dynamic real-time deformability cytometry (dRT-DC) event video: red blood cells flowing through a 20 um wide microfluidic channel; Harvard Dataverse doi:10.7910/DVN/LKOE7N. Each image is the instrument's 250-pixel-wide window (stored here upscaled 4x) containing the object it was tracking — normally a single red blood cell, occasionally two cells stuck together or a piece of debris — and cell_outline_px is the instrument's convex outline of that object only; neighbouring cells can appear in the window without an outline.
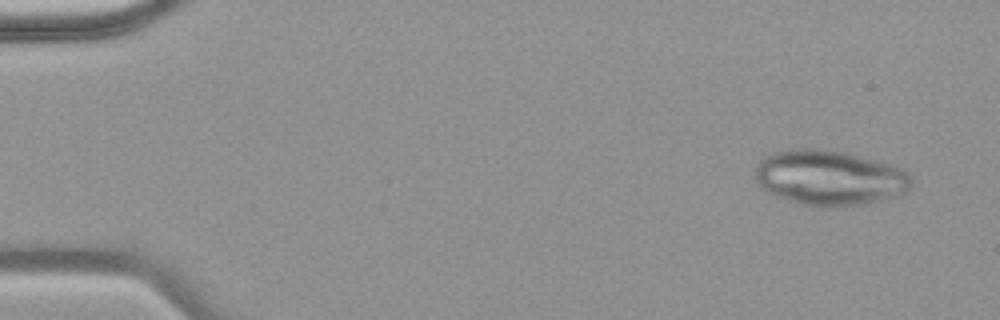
{"species": "common noctule bat (a hibernating species)", "species_latin": "Nyctalus noctula", "temperature_condition": "warm", "stored_images_in_passage": 7, "camera_frame_rate_fps": 3000, "um_per_image_px": 0.085, "animal": {"sex": "female", "body_mass_g": 18.4}, "frame": {"image": 1, "passage_image": 2, "time_ms": 0.333, "image_size_px": [1000, 320], "cell_outline_px": [[912, 184], [904, 192], [868, 204], [820, 208], [816, 208], [788, 200], [776, 196], [760, 188], [756, 180], [756, 164], [764, 156], [776, 152], [800, 148], [816, 148], [844, 152], [892, 164], [908, 172], [912, 180]], "centroid_in_image_um": [70.49, 15.12], "position_along_channel_um": 14.5, "area_um2": 50.4}}